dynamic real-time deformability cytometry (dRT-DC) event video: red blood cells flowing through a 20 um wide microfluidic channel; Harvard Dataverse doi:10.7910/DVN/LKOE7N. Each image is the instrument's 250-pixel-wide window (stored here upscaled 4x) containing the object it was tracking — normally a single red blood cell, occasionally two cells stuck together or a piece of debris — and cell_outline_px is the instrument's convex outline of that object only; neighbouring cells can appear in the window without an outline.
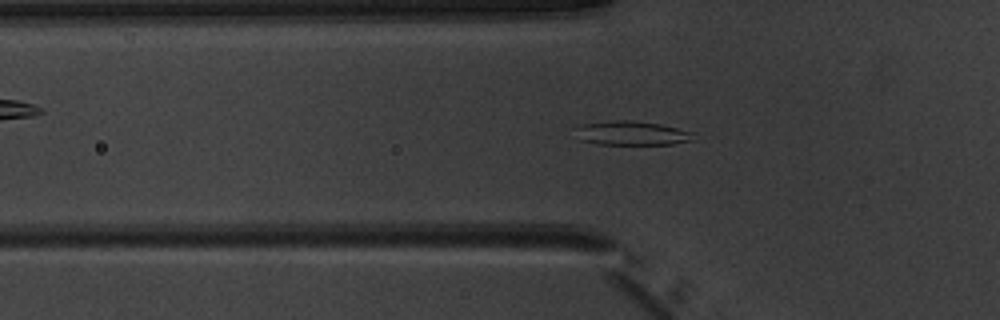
{"species": "common noctule bat (a hibernating species)", "species_latin": "Nyctalus noctula", "temperature_condition": "warm", "stored_images_in_passage": 43, "camera_frame_rate_fps": 3000, "um_per_image_px": 0.085, "animal": {"sex": "male", "body_mass_g": 20.1, "forearm_length_mm": 53.5}, "frame": {"image": 1, "passage_image": 9, "time_ms": 2.667, "image_size_px": [1000, 320], "cell_outline_px": [[692, 140], [672, 144], [596, 144], [580, 140], [572, 128], [584, 124], [608, 120], [632, 120], [660, 124], [692, 132]], "centroid_in_image_um": [53.6, 11.31], "position_along_channel_um": 72.2, "area_um2": 16.59}}
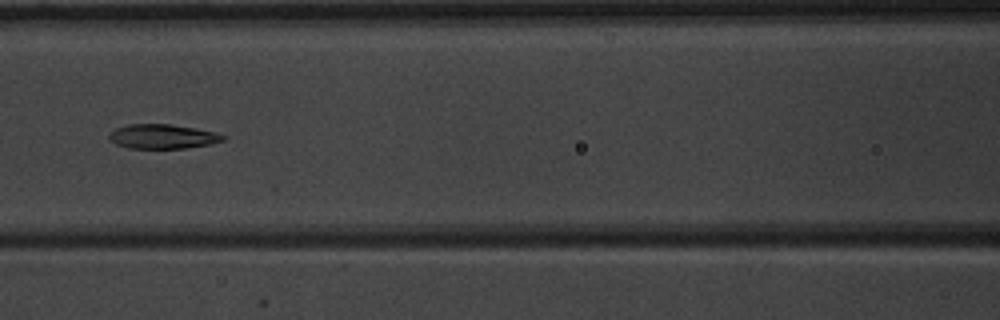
{"frame": {"image": 2, "passage_image": 15, "time_ms": 4.667, "image_size_px": [1000, 320], "cell_outline_px": [[228, 136], [224, 140], [212, 144], [184, 148], [128, 148], [116, 144], [108, 140], [108, 136], [116, 128], [128, 124], [172, 124], [196, 128], [216, 132]], "centroid_in_image_um": [13.85, 11.6], "position_along_channel_um": 152.8, "area_um2": 16.36}}
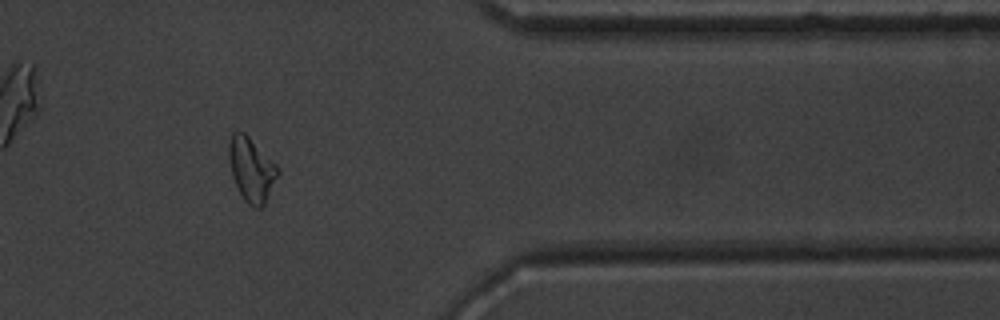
{"frame": {"image": 3, "passage_image": 34, "time_ms": 11.0, "image_size_px": [1000, 320], "cell_outline_px": [[280, 172], [264, 204], [260, 208], [256, 208], [248, 204], [244, 200], [236, 188], [232, 176], [228, 160], [228, 144], [232, 132], [244, 132], [280, 168]], "centroid_in_image_um": [21.35, 14.41], "position_along_channel_um": 390.0, "area_um2": 18.32}, "authors_computed_cell_mechanics": {"area_um2": 17.051, "velocity_mm_per_s": 3.9991, "shape_relaxation_time_tau1_ms": 8.6585, "shape_relaxation_time_tau2_ms": 4.979, "deformation_change_tau1": 0.2171, "deformation_change_tau2": 0.1037}}